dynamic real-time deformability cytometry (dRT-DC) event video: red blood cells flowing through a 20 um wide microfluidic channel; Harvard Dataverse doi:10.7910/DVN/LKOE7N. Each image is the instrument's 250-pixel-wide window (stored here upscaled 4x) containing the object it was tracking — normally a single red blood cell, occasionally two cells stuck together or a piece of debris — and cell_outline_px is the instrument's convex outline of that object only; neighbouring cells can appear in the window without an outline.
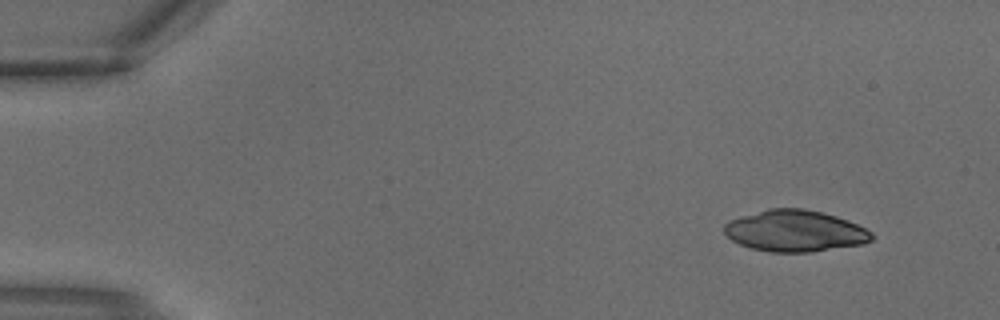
{"species": "common noctule bat (a hibernating species)", "species_latin": "Nyctalus noctula", "temperature_condition": "warm", "stored_images_in_passage": 2, "camera_frame_rate_fps": 3000, "um_per_image_px": 0.085, "animal": {"sex": "male", "body_mass_g": 18.8}, "frame": {"image": 1, "passage_image": 1, "time_ms": 0.0, "image_size_px": [1000, 320], "cell_outline_px": [[876, 236], [872, 240], [864, 244], [812, 252], [768, 252], [752, 248], [740, 244], [732, 240], [724, 232], [724, 224], [728, 220], [768, 208], [804, 208], [836, 216], [848, 220], [872, 232]], "centroid_in_image_um": [67.59, 19.63], "position_along_channel_um": 17.4, "area_um2": 35.78}}